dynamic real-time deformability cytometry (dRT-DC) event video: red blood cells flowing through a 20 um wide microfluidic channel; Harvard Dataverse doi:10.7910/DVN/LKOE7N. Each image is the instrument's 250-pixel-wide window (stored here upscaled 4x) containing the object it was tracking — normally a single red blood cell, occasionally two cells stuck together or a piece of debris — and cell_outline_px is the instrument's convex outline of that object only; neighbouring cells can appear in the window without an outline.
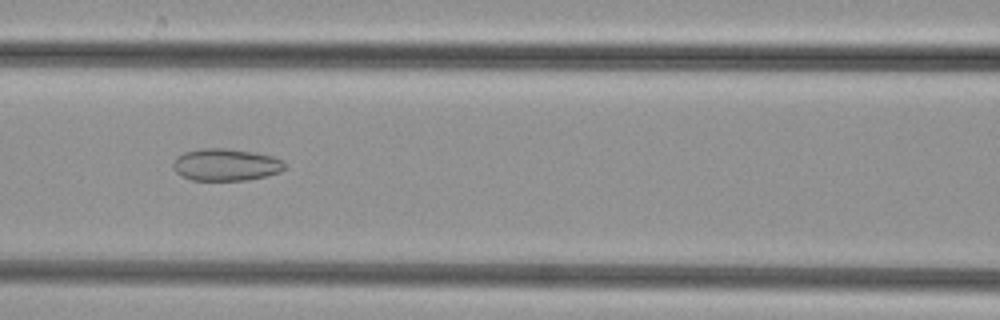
{"species": "common noctule bat (a hibernating species)", "species_latin": "Nyctalus noctula", "temperature_condition": "cold", "stored_images_in_passage": 46, "camera_frame_rate_fps": 3000, "um_per_image_px": 0.085, "animal": {"sex": "female", "body_mass_g": 29.2, "forearm_length_mm": 56.3}, "frame": {"image": 1, "passage_image": 23, "time_ms": 7.333, "image_size_px": [1000, 320], "cell_outline_px": [[288, 168], [280, 172], [248, 180], [192, 180], [180, 176], [172, 168], [172, 164], [176, 156], [184, 152], [204, 148], [228, 148], [256, 152], [272, 156], [284, 160]], "centroid_in_image_um": [19.21, 13.99], "position_along_channel_um": 147.4, "area_um2": 21.27}}
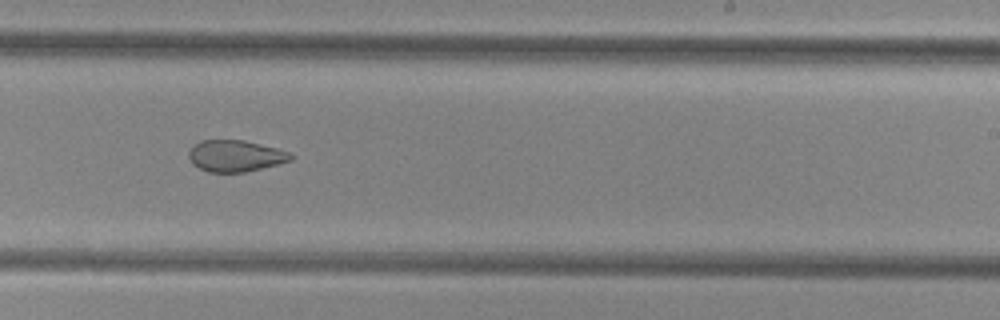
{"frame": {"image": 2, "passage_image": 32, "time_ms": 10.333, "image_size_px": [1000, 320], "cell_outline_px": [[292, 160], [244, 172], [208, 172], [192, 164], [188, 156], [188, 152], [192, 144], [200, 140], [244, 140], [292, 152]], "centroid_in_image_um": [19.97, 13.24], "position_along_channel_um": 269.0, "area_um2": 18.73}}
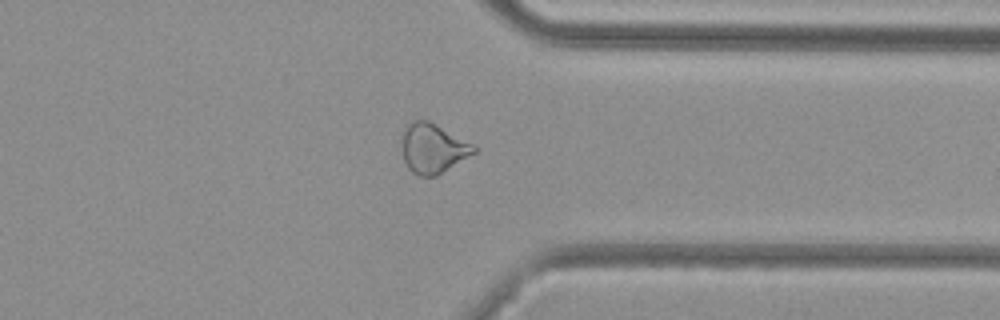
{"frame": {"image": 3, "passage_image": 40, "time_ms": 13.0, "image_size_px": [1000, 320], "cell_outline_px": [[476, 152], [436, 176], [420, 176], [412, 172], [408, 168], [404, 160], [400, 136], [400, 132], [412, 120], [428, 120], [476, 144]], "centroid_in_image_um": [36.78, 12.58], "position_along_channel_um": 374.6, "area_um2": 21.15}}